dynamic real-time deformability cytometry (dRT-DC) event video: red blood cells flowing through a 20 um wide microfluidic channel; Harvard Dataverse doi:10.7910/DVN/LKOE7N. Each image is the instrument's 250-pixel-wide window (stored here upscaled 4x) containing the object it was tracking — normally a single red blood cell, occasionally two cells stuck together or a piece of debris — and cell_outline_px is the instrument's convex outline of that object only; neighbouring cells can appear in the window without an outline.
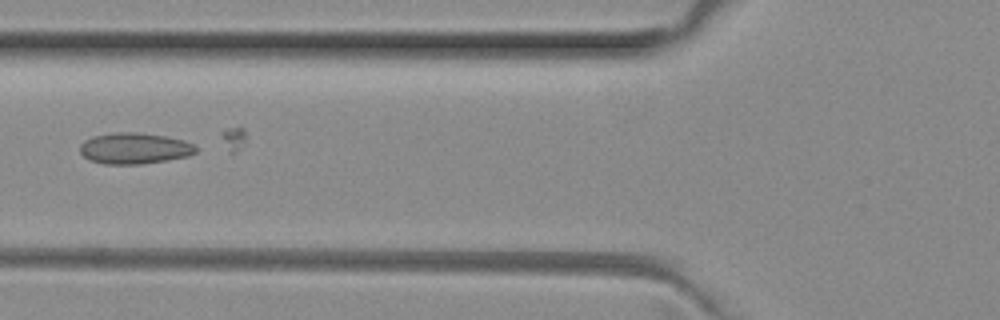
{"species": "common noctule bat (a hibernating species)", "species_latin": "Nyctalus noctula", "temperature_condition": "room temperature", "stored_images_in_passage": 9, "camera_frame_rate_fps": 3000, "um_per_image_px": 0.085, "animal": {"sex": "female", "body_mass_g": 29.2, "forearm_length_mm": 56.3}, "frame": {"image": 1, "passage_image": 6, "time_ms": 1.667, "image_size_px": [1000, 320], "cell_outline_px": [[196, 152], [188, 156], [168, 160], [140, 164], [104, 164], [88, 160], [80, 152], [80, 144], [84, 140], [92, 136], [116, 132], [136, 132], [164, 136], [184, 140], [192, 144], [196, 148]], "centroid_in_image_um": [11.39, 12.61], "position_along_channel_um": 114.4, "area_um2": 21.04}}
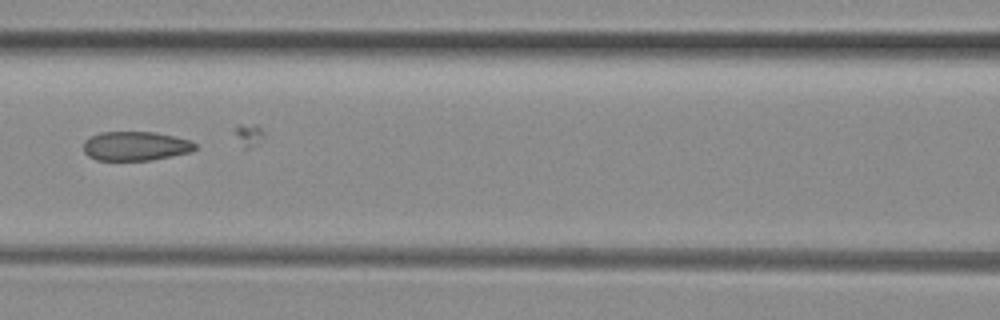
{"frame": {"image": 2, "passage_image": 7, "time_ms": 2.0, "image_size_px": [1000, 320], "cell_outline_px": [[196, 148], [192, 152], [172, 156], [148, 160], [96, 160], [88, 156], [84, 152], [84, 140], [100, 132], [156, 132], [176, 136], [192, 140], [196, 144]], "centroid_in_image_um": [11.55, 12.41], "position_along_channel_um": 155.0, "area_um2": 19.13}}